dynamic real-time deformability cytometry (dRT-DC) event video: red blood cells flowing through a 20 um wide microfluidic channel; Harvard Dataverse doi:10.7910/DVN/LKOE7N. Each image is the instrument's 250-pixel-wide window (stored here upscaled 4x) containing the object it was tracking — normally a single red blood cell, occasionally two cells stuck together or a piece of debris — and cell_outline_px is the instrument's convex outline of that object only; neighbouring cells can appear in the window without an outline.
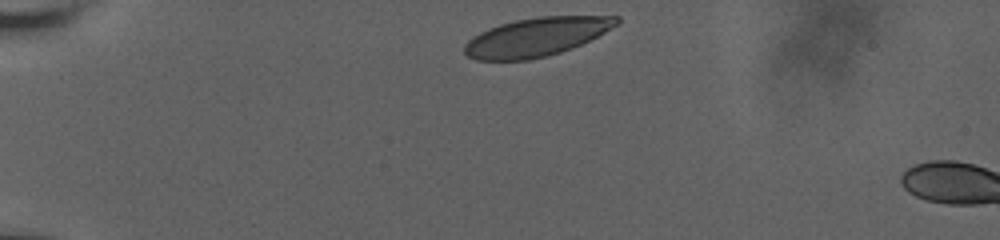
{"species": "human", "species_latin": "Homo sapiens", "temperature_condition": "room temperature", "stored_images_in_passage": 5, "camera_frame_rate_fps": 3000, "um_per_image_px": 0.085, "donor": {"sex": "male"}, "frame": {"image": 1, "passage_image": 1, "time_ms": 0.0, "image_size_px": [1000, 240], "cell_outline_px": [[620, 24], [572, 48], [560, 52], [528, 60], [476, 60], [468, 56], [464, 52], [464, 44], [472, 36], [488, 28], [500, 24], [516, 20], [540, 16], [620, 16]], "centroid_in_image_um": [45.58, 3.13], "position_along_channel_um": 39.4, "area_um2": 34.04}}